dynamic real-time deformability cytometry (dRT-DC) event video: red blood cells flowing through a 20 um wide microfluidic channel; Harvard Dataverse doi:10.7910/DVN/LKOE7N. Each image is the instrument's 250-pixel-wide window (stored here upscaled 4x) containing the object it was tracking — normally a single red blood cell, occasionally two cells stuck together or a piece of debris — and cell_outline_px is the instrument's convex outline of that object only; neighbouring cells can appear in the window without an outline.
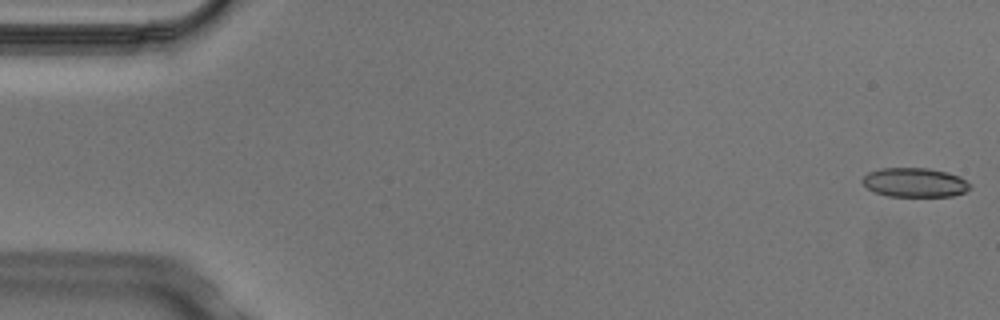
{"species": "Egyptian fruit bat (a non-hibernating species)", "species_latin": "Rousettus aegyptiacus", "temperature_condition": "cold", "stored_images_in_passage": 4, "camera_frame_rate_fps": 3000, "um_per_image_px": 0.085, "animal": {"sex": "male"}, "frame": {"image": 1, "passage_image": 1, "time_ms": 0.0, "image_size_px": [1000, 320], "cell_outline_px": [[972, 188], [964, 192], [952, 196], [888, 196], [876, 192], [868, 188], [860, 180], [868, 172], [880, 168], [928, 168], [948, 172], [960, 176], [972, 184]], "centroid_in_image_um": [77.79, 15.5], "position_along_channel_um": 7.2, "area_um2": 18.44}}
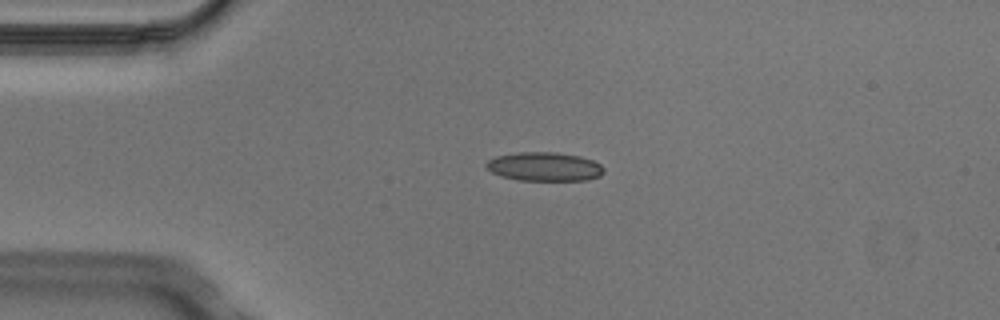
{"frame": {"image": 2, "passage_image": 3, "time_ms": 0.667, "image_size_px": [1000, 320], "cell_outline_px": [[604, 172], [600, 176], [588, 180], [520, 180], [500, 176], [492, 172], [484, 164], [488, 160], [496, 156], [516, 152], [556, 152], [580, 156], [592, 160], [600, 164], [604, 168]], "centroid_in_image_um": [46.28, 14.16], "position_along_channel_um": 38.7, "area_um2": 19.83}}